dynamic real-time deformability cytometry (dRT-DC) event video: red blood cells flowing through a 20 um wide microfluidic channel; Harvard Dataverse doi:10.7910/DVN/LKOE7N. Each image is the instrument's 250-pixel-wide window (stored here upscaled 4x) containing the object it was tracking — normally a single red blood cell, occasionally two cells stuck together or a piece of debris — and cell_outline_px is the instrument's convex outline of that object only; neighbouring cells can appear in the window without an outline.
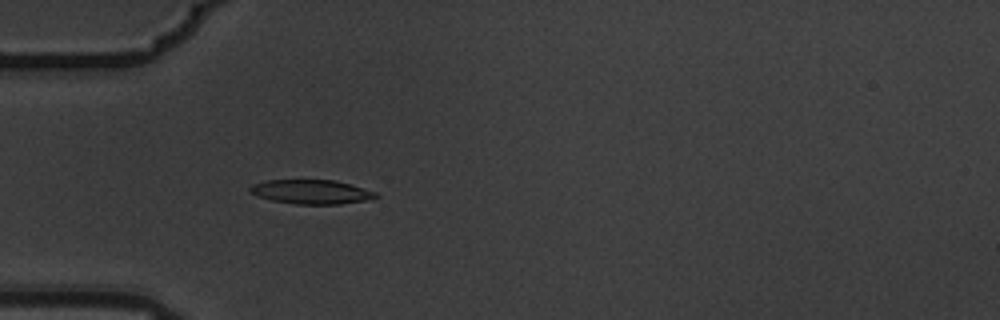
{"species": "common noctule bat (a hibernating species)", "species_latin": "Nyctalus noctula", "temperature_condition": "warm", "stored_images_in_passage": 4, "camera_frame_rate_fps": 3000, "um_per_image_px": 0.085, "animal": {"sex": "male", "body_mass_g": 19.5, "forearm_length_mm": 54.6}, "frame": {"image": 1, "passage_image": 4, "time_ms": 1.0, "image_size_px": [1000, 320], "cell_outline_px": [[380, 196], [368, 200], [340, 204], [296, 204], [272, 200], [248, 192], [248, 188], [252, 184], [268, 180], [336, 180], [376, 192]], "centroid_in_image_um": [26.47, 16.3], "position_along_channel_um": 58.5, "area_um2": 17.69}}